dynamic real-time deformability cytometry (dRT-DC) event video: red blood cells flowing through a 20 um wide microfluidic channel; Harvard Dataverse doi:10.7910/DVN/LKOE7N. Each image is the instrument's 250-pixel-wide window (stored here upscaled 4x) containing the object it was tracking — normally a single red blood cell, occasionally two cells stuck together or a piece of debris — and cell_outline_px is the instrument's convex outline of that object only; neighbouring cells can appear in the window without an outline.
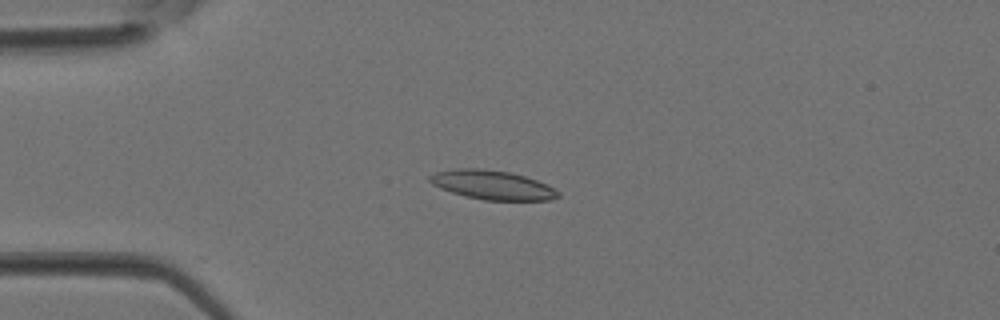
{"species": "Egyptian fruit bat (a non-hibernating species)", "species_latin": "Rousettus aegyptiacus", "temperature_condition": "room temperature", "stored_images_in_passage": 4, "camera_frame_rate_fps": 3000, "um_per_image_px": 0.085, "animal": {"sex": "female"}, "frame": {"image": 1, "passage_image": 3, "time_ms": 0.667, "image_size_px": [1000, 320], "cell_outline_px": [[560, 196], [548, 200], [484, 200], [464, 196], [440, 188], [432, 184], [428, 180], [428, 176], [436, 172], [456, 168], [480, 168], [508, 172], [524, 176], [548, 184], [560, 192]], "centroid_in_image_um": [41.84, 15.72], "position_along_channel_um": 43.2, "area_um2": 21.79}}
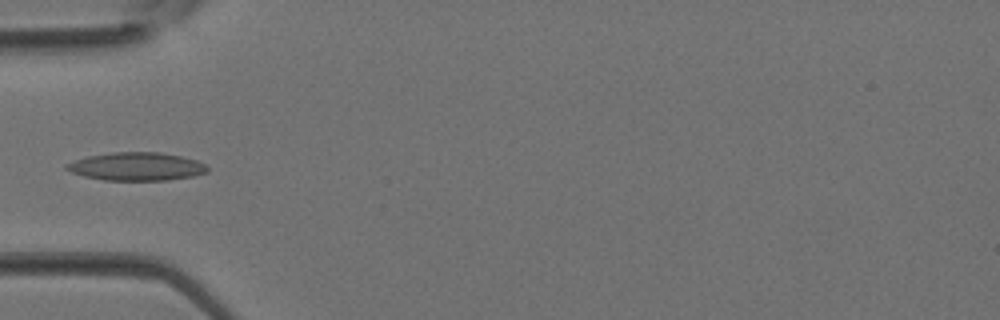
{"frame": {"image": 2, "passage_image": 4, "time_ms": 1.0, "image_size_px": [1000, 320], "cell_outline_px": [[208, 172], [192, 176], [168, 180], [104, 180], [84, 176], [72, 172], [64, 168], [64, 164], [88, 156], [112, 152], [160, 152], [180, 156], [196, 160], [204, 164], [208, 168]], "centroid_in_image_um": [11.59, 14.15], "position_along_channel_um": 73.4, "area_um2": 23.0}}